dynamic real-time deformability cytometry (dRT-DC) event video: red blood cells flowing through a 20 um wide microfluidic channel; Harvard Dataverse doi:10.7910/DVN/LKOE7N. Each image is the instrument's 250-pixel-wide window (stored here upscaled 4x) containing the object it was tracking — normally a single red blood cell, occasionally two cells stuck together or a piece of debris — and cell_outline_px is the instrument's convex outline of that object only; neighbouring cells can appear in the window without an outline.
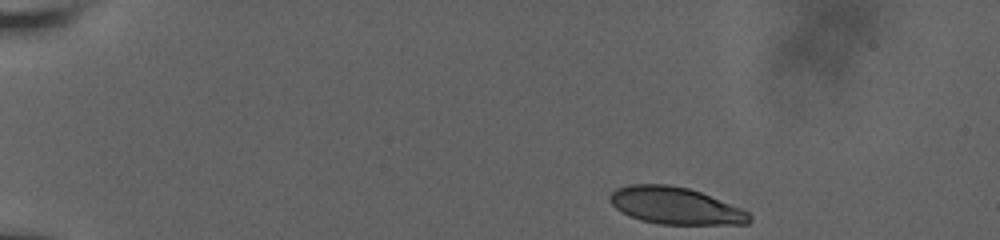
{"species": "human", "species_latin": "Homo sapiens", "temperature_condition": "room temperature", "stored_images_in_passage": 18, "camera_frame_rate_fps": 3000, "um_per_image_px": 0.085, "donor": {"sex": "male"}, "frame": {"image": 1, "passage_image": 1, "time_ms": 0.0, "image_size_px": [1000, 240], "cell_outline_px": [[752, 220], [748, 224], [660, 224], [640, 220], [628, 216], [620, 212], [608, 200], [608, 196], [616, 188], [628, 184], [668, 184], [688, 188], [700, 192], [740, 208], [748, 212], [752, 216]], "centroid_in_image_um": [57.36, 17.48], "position_along_channel_um": 27.6, "area_um2": 30.17}}
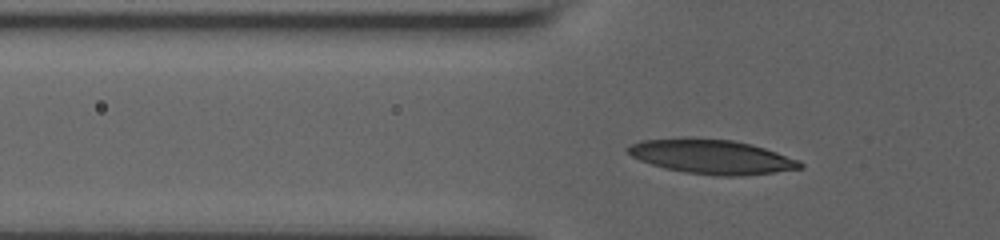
{"frame": {"image": 2, "passage_image": 15, "time_ms": 3.667, "image_size_px": [1000, 240], "cell_outline_px": [[804, 168], [776, 172], [740, 176], [716, 176], [684, 172], [664, 168], [640, 160], [632, 156], [628, 152], [628, 148], [632, 144], [640, 140], [680, 136], [692, 136], [732, 140], [752, 144], [800, 160], [804, 164]], "centroid_in_image_um": [60.49, 13.3], "position_along_channel_um": 65.3, "area_um2": 35.08}}
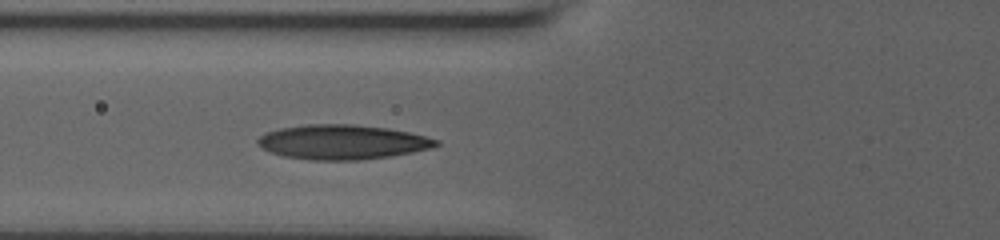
{"frame": {"image": 3, "passage_image": 18, "time_ms": 4.667, "image_size_px": [1000, 240], "cell_outline_px": [[440, 144], [428, 148], [412, 152], [388, 156], [360, 160], [308, 160], [284, 156], [272, 152], [256, 144], [256, 140], [264, 132], [280, 128], [304, 124], [352, 124], [388, 128], [408, 132], [440, 140]], "centroid_in_image_um": [29.05, 12.07], "position_along_channel_um": 96.7, "area_um2": 35.89}}